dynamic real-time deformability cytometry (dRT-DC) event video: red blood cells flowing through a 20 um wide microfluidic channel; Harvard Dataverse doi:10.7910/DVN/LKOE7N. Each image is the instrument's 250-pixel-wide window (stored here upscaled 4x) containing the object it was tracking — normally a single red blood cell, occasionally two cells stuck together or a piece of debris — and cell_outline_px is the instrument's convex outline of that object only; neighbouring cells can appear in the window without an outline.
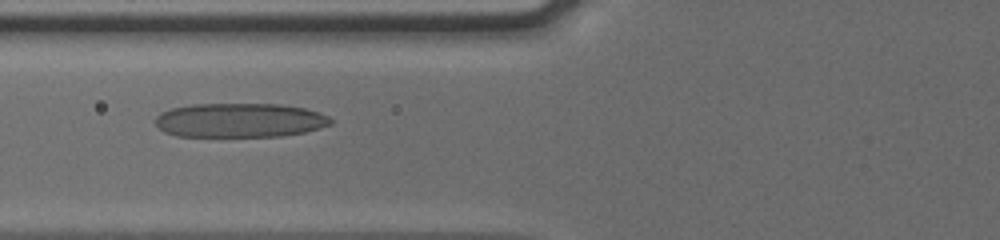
{"species": "human", "species_latin": "Homo sapiens", "temperature_condition": "cold", "stored_images_in_passage": 38, "camera_frame_rate_fps": 3000, "um_per_image_px": 0.085, "donor": {"sex": "male"}, "frame": {"image": 1, "passage_image": 6, "time_ms": 1.667, "image_size_px": [1000, 240], "cell_outline_px": [[332, 124], [320, 128], [304, 132], [280, 136], [176, 136], [164, 132], [156, 124], [156, 116], [160, 112], [172, 108], [192, 104], [280, 104], [304, 108], [320, 112], [328, 116], [332, 120]], "centroid_in_image_um": [20.38, 10.22], "position_along_channel_um": 105.4, "area_um2": 35.03}}
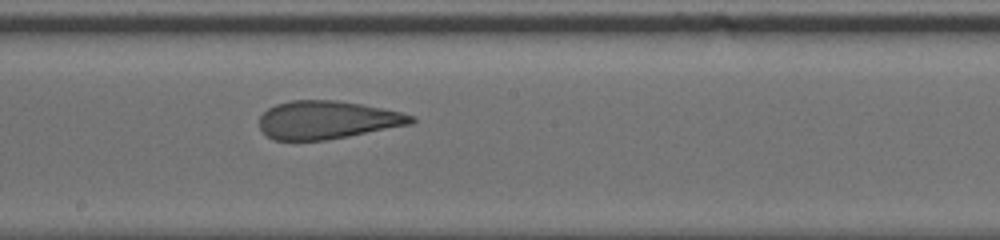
{"frame": {"image": 2, "passage_image": 15, "time_ms": 4.667, "image_size_px": [1000, 240], "cell_outline_px": [[416, 120], [412, 124], [348, 136], [324, 140], [272, 140], [260, 128], [260, 116], [268, 108], [276, 104], [292, 100], [336, 100], [360, 104], [400, 112], [416, 116]], "centroid_in_image_um": [27.81, 10.19], "position_along_channel_um": 220.4, "area_um2": 33.52}}
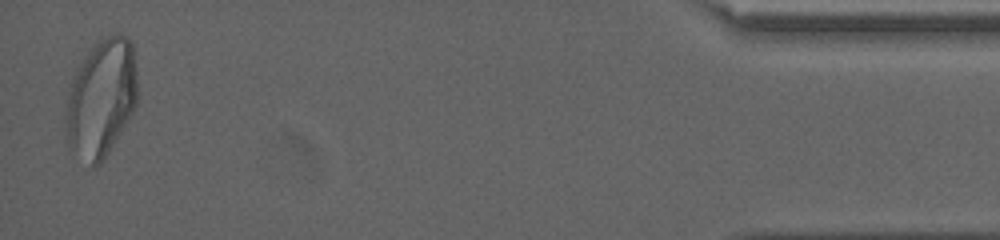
{"frame": {"image": 3, "passage_image": 37, "time_ms": 12.0, "image_size_px": [1000, 240], "cell_outline_px": [[136, 104], [132, 112], [108, 152], [100, 164], [92, 164], [68, 148], [64, 120], [64, 116], [72, 76], [84, 56], [108, 32], [116, 32], [132, 40], [136, 72]], "centroid_in_image_um": [8.58, 8.29], "position_along_channel_um": 426.6, "area_um2": 49.01}, "authors_computed_cell_mechanics": {"area_um2": 35.1713, "velocity_mm_per_s": 3.8177, "shape_relaxation_time_tau1_ms": 9.0566, "shape_relaxation_time_tau2_ms": 1.0704, "deformation_change_tau1": 0.2551, "deformation_change_tau2": 0.1026}}